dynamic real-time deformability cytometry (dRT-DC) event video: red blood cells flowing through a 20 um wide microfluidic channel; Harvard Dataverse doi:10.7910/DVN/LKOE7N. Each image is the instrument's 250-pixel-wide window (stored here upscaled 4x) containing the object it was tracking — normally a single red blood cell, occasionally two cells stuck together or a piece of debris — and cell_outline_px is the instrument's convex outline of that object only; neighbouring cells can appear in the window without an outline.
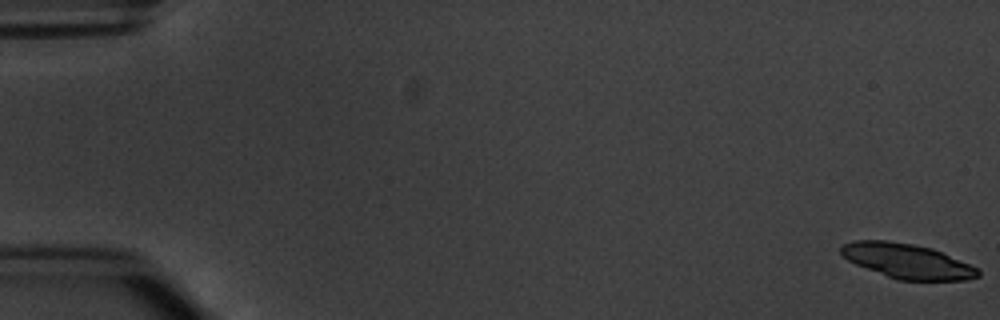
{"species": "common noctule bat (a hibernating species)", "species_latin": "Nyctalus noctula", "temperature_condition": "warm", "stored_images_in_passage": 5, "camera_frame_rate_fps": 3000, "um_per_image_px": 0.085, "animal": {"sex": "male", "body_mass_g": 20.1, "forearm_length_mm": 53.5}, "frame": {"image": 1, "passage_image": 1, "time_ms": 0.0, "image_size_px": [1000, 320], "cell_outline_px": [[980, 276], [964, 280], [896, 280], [856, 264], [848, 260], [840, 252], [840, 248], [844, 244], [852, 240], [888, 240], [912, 244], [932, 248], [980, 268]], "centroid_in_image_um": [77.12, 22.19], "position_along_channel_um": 7.9, "area_um2": 27.74}}